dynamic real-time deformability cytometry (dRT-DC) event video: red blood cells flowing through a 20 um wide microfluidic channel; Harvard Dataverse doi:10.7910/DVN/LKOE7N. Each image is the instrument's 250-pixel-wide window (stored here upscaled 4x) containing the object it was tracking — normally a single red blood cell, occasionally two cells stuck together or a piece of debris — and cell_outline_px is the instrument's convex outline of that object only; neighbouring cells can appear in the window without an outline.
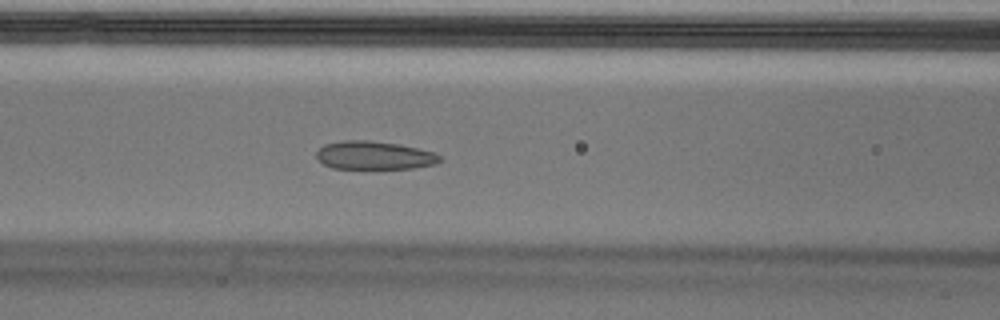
{"species": "Egyptian fruit bat (a non-hibernating species)", "species_latin": "Rousettus aegyptiacus", "temperature_condition": "cold", "stored_images_in_passage": 45, "camera_frame_rate_fps": 3000, "um_per_image_px": 0.085, "animal": {"sex": "male"}, "frame": {"image": 1, "passage_image": 13, "time_ms": 4.0, "image_size_px": [1000, 320], "cell_outline_px": [[444, 160], [436, 164], [412, 168], [332, 168], [324, 164], [316, 156], [316, 152], [324, 144], [344, 140], [372, 140], [396, 144], [436, 152]], "centroid_in_image_um": [31.84, 13.2], "position_along_channel_um": 134.8, "area_um2": 20.29}}
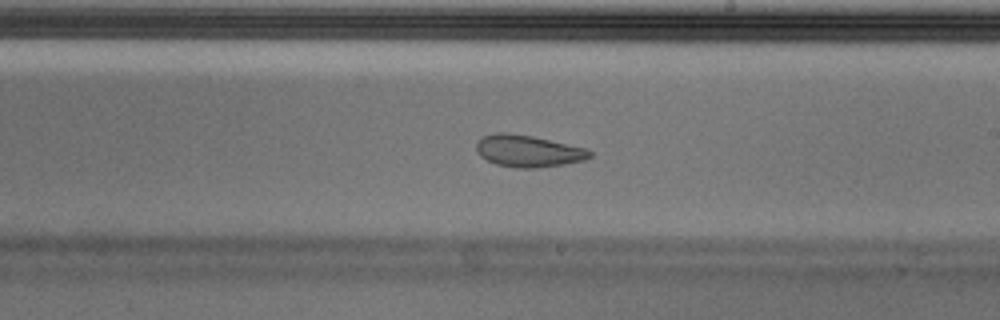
{"frame": {"image": 2, "passage_image": 22, "time_ms": 7.0, "image_size_px": [1000, 320], "cell_outline_px": [[592, 156], [584, 160], [564, 164], [536, 168], [516, 168], [496, 164], [480, 156], [476, 152], [476, 144], [484, 136], [496, 132], [504, 132], [532, 136], [588, 148], [592, 152]], "centroid_in_image_um": [44.91, 12.84], "position_along_channel_um": 244.1, "area_um2": 21.1}}
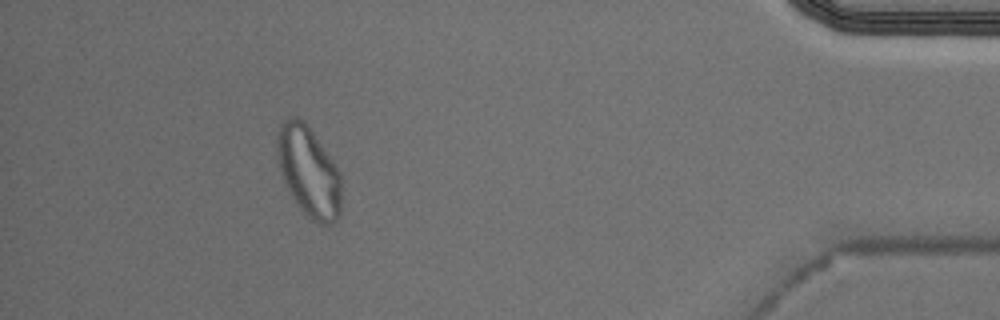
{"frame": {"image": 3, "passage_image": 40, "time_ms": 13.0, "image_size_px": [1000, 320], "cell_outline_px": [[340, 216], [332, 224], [320, 224], [312, 220], [300, 208], [284, 184], [276, 152], [276, 132], [284, 120], [288, 116], [296, 116], [312, 132], [332, 160], [340, 172]], "centroid_in_image_um": [26.21, 14.59], "position_along_channel_um": 409.0, "area_um2": 33.47}, "authors_computed_cell_mechanics": {"area_um2": 22.3686, "velocity_mm_per_s": 3.65, "shape_relaxation_time_tau1_ms": null, "shape_relaxation_time_tau2_ms": 1.4348, "deformation_change_tau1": null, "deformation_change_tau2": 0.0577}}